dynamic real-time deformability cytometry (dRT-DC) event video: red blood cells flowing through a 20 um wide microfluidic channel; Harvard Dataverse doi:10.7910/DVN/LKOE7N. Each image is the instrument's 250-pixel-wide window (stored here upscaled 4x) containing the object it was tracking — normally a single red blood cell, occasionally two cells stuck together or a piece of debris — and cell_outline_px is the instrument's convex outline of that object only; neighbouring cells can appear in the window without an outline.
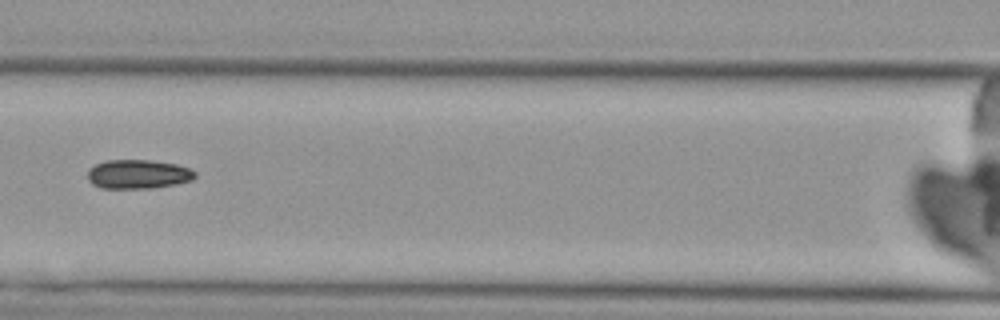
{"species": "Egyptian fruit bat (a non-hibernating species)", "species_latin": "Rousettus aegyptiacus", "temperature_condition": "cold", "stored_images_in_passage": 8, "camera_frame_rate_fps": 3000, "um_per_image_px": 0.085, "animal": {"sex": "female"}, "frame": {"image": 1, "passage_image": 8, "time_ms": 8.333, "image_size_px": [1000, 320], "cell_outline_px": [[196, 176], [192, 180], [176, 184], [152, 188], [100, 188], [92, 184], [88, 180], [88, 168], [104, 160], [148, 160], [176, 164], [188, 168], [196, 172]], "centroid_in_image_um": [11.71, 14.81], "position_along_channel_um": 154.9, "area_um2": 18.26}}